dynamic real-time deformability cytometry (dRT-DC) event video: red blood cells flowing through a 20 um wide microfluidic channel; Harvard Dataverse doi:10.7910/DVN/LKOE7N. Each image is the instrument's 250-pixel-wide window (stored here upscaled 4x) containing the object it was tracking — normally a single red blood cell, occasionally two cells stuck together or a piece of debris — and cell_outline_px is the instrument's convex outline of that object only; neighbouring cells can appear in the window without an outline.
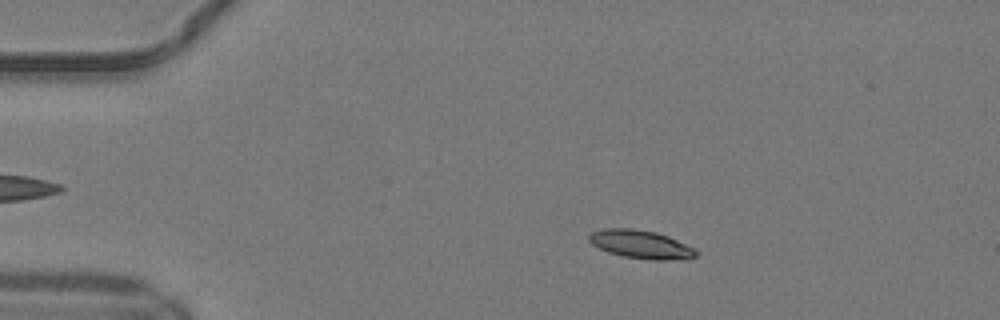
{"species": "common noctule bat (a hibernating species)", "species_latin": "Nyctalus noctula", "temperature_condition": "warm", "stored_images_in_passage": 49, "camera_frame_rate_fps": 3000, "um_per_image_px": 0.085, "animal": {"sex": "male", "body_mass_g": 19.2, "forearm_length_mm": 51.8}, "frame": {"image": 1, "passage_image": 9, "time_ms": 2.667, "image_size_px": [1000, 320], "cell_outline_px": [[700, 252], [696, 256], [688, 260], [652, 260], [624, 256], [608, 252], [592, 244], [588, 240], [588, 236], [592, 232], [604, 228], [632, 228], [656, 232], [668, 236], [696, 248]], "centroid_in_image_um": [54.54, 20.78], "position_along_channel_um": 30.5, "area_um2": 17.92}}
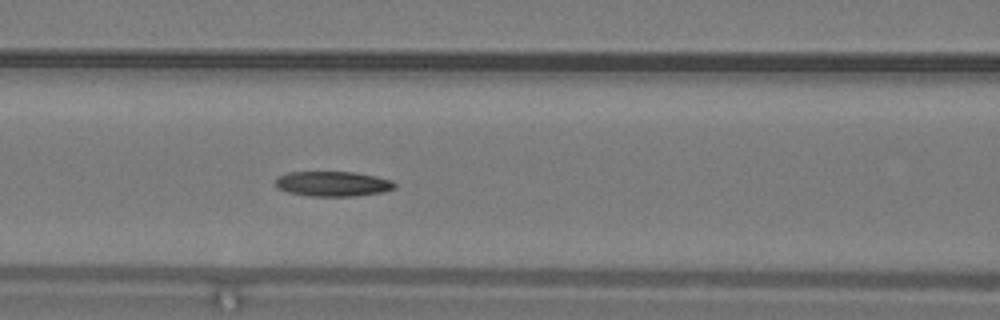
{"frame": {"image": 2, "passage_image": 21, "time_ms": 6.667, "image_size_px": [1000, 320], "cell_outline_px": [[396, 188], [384, 192], [356, 196], [308, 196], [288, 192], [276, 188], [276, 180], [280, 176], [288, 172], [356, 172], [376, 176], [392, 180], [396, 184]], "centroid_in_image_um": [28.33, 15.63], "position_along_channel_um": 138.3, "area_um2": 17.51}}
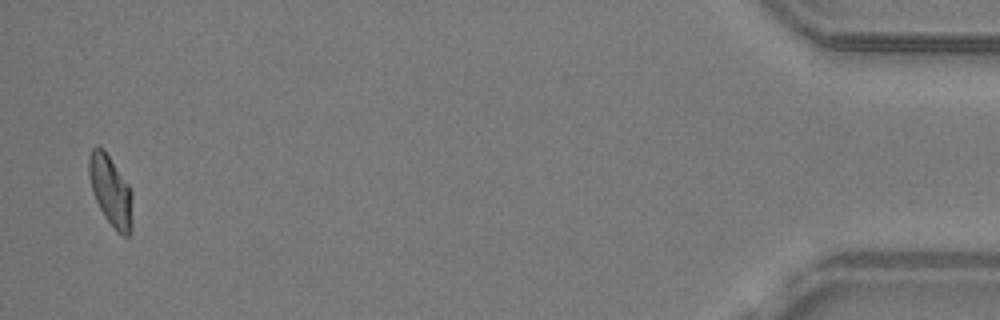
{"frame": {"image": 3, "passage_image": 48, "time_ms": 15.667, "image_size_px": [1000, 320], "cell_outline_px": [[132, 232], [128, 236], [124, 236], [116, 232], [104, 216], [92, 192], [88, 176], [88, 160], [92, 148], [104, 148], [128, 184], [132, 192]], "centroid_in_image_um": [9.42, 16.25], "position_along_channel_um": 425.8, "area_um2": 18.03}, "authors_computed_cell_mechanics": {"area_um2": 17.5712, "velocity_mm_per_s": 4.1901, "shape_relaxation_time_tau1_ms": 10.4772, "shape_relaxation_time_tau2_ms": 9.1675, "deformation_change_tau1": 0.2572, "deformation_change_tau2": 0.1684}}